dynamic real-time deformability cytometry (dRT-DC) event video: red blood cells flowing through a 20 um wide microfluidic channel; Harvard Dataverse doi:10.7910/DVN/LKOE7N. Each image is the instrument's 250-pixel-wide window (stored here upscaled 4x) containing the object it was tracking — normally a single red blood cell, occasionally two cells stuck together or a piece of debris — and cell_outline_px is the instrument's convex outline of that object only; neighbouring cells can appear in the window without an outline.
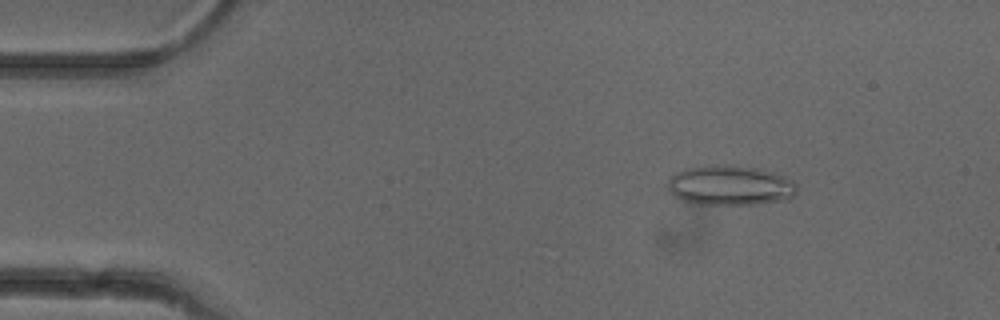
{"species": "common noctule bat (a hibernating species)", "species_latin": "Nyctalus noctula", "temperature_condition": "cold", "stored_images_in_passage": 51, "camera_frame_rate_fps": 3000, "um_per_image_px": 0.085, "animal": {"sex": "female"}, "frame": {"image": 1, "passage_image": 7, "time_ms": 2.0, "image_size_px": [1000, 320], "cell_outline_px": [[796, 192], [788, 200], [756, 204], [696, 204], [684, 200], [676, 196], [668, 188], [668, 180], [676, 172], [684, 168], [724, 164], [728, 164], [756, 168], [772, 172], [784, 176], [792, 180], [796, 184]], "centroid_in_image_um": [62.08, 15.75], "position_along_channel_um": 22.9, "area_um2": 29.94}}
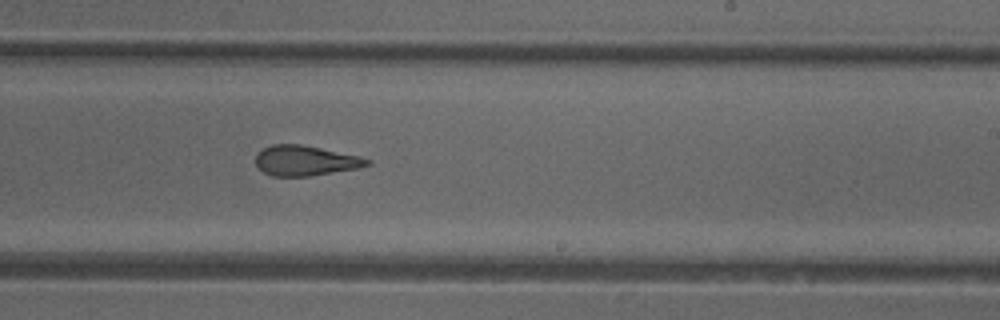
{"frame": {"image": 2, "passage_image": 31, "time_ms": 10.0, "image_size_px": [1000, 320], "cell_outline_px": [[372, 164], [356, 168], [308, 176], [272, 176], [264, 172], [256, 164], [256, 152], [272, 144], [300, 144], [360, 156], [372, 160]], "centroid_in_image_um": [25.94, 13.64], "position_along_channel_um": 263.1, "area_um2": 19.42}}
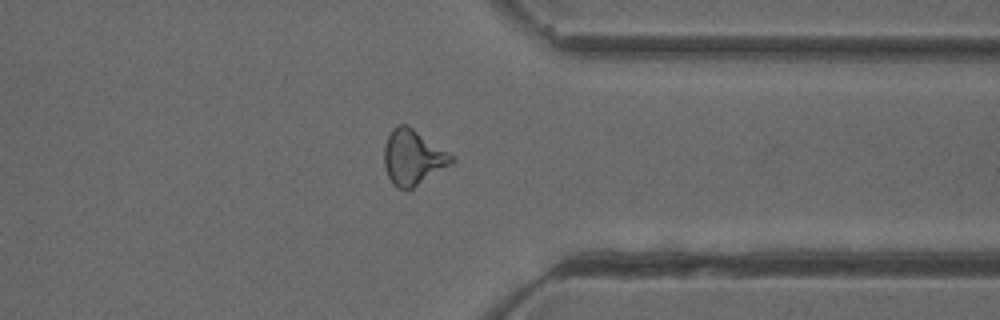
{"frame": {"image": 3, "passage_image": 40, "time_ms": 13.0, "image_size_px": [1000, 320], "cell_outline_px": [[456, 160], [452, 164], [412, 188], [396, 188], [392, 184], [388, 176], [384, 164], [384, 148], [388, 136], [392, 128], [400, 124], [408, 124], [448, 152]], "centroid_in_image_um": [35.09, 13.36], "position_along_channel_um": 376.3, "area_um2": 21.5}, "authors_computed_cell_mechanics": {"area_um2": 21.4438, "velocity_mm_per_s": 3.9495, "shape_relaxation_time_tau1_ms": null, "shape_relaxation_time_tau2_ms": 2.3059, "deformation_change_tau1": null, "deformation_change_tau2": 0.1151}}